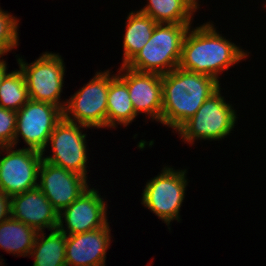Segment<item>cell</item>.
<instances>
[{"label":"cell","instance_id":"cell-1","mask_svg":"<svg viewBox=\"0 0 266 266\" xmlns=\"http://www.w3.org/2000/svg\"><path fill=\"white\" fill-rule=\"evenodd\" d=\"M219 88L215 78L180 67L162 75L161 123L177 130Z\"/></svg>","mask_w":266,"mask_h":266},{"label":"cell","instance_id":"cell-2","mask_svg":"<svg viewBox=\"0 0 266 266\" xmlns=\"http://www.w3.org/2000/svg\"><path fill=\"white\" fill-rule=\"evenodd\" d=\"M245 57L247 53L222 37L208 22L187 31L182 44L179 67L208 75L219 81L218 75L221 71L229 69Z\"/></svg>","mask_w":266,"mask_h":266},{"label":"cell","instance_id":"cell-3","mask_svg":"<svg viewBox=\"0 0 266 266\" xmlns=\"http://www.w3.org/2000/svg\"><path fill=\"white\" fill-rule=\"evenodd\" d=\"M190 25L158 23L151 38L126 66L160 75L179 67L183 40Z\"/></svg>","mask_w":266,"mask_h":266},{"label":"cell","instance_id":"cell-4","mask_svg":"<svg viewBox=\"0 0 266 266\" xmlns=\"http://www.w3.org/2000/svg\"><path fill=\"white\" fill-rule=\"evenodd\" d=\"M235 110L225 102L220 88L177 131L187 142L195 139L219 140L229 135L236 122Z\"/></svg>","mask_w":266,"mask_h":266},{"label":"cell","instance_id":"cell-5","mask_svg":"<svg viewBox=\"0 0 266 266\" xmlns=\"http://www.w3.org/2000/svg\"><path fill=\"white\" fill-rule=\"evenodd\" d=\"M108 91L109 71L97 72L88 84L75 92L65 103L63 118L88 128L107 127Z\"/></svg>","mask_w":266,"mask_h":266},{"label":"cell","instance_id":"cell-6","mask_svg":"<svg viewBox=\"0 0 266 266\" xmlns=\"http://www.w3.org/2000/svg\"><path fill=\"white\" fill-rule=\"evenodd\" d=\"M17 60L26 79L29 99L51 103L63 110L65 102L62 105L59 101L65 72L61 56L45 52L31 64L21 58Z\"/></svg>","mask_w":266,"mask_h":266},{"label":"cell","instance_id":"cell-7","mask_svg":"<svg viewBox=\"0 0 266 266\" xmlns=\"http://www.w3.org/2000/svg\"><path fill=\"white\" fill-rule=\"evenodd\" d=\"M185 173L186 170L164 167L162 173L147 182L143 190L142 204L167 225L174 219L180 221L179 211L187 185Z\"/></svg>","mask_w":266,"mask_h":266},{"label":"cell","instance_id":"cell-8","mask_svg":"<svg viewBox=\"0 0 266 266\" xmlns=\"http://www.w3.org/2000/svg\"><path fill=\"white\" fill-rule=\"evenodd\" d=\"M16 113L15 142L12 147L18 142V135H21L29 149L43 153L50 143L52 131L63 118V110L51 103L29 100Z\"/></svg>","mask_w":266,"mask_h":266},{"label":"cell","instance_id":"cell-9","mask_svg":"<svg viewBox=\"0 0 266 266\" xmlns=\"http://www.w3.org/2000/svg\"><path fill=\"white\" fill-rule=\"evenodd\" d=\"M11 148L0 147L7 151V155L0 158V189L13 196L38 187V171L44 153L27 147Z\"/></svg>","mask_w":266,"mask_h":266},{"label":"cell","instance_id":"cell-10","mask_svg":"<svg viewBox=\"0 0 266 266\" xmlns=\"http://www.w3.org/2000/svg\"><path fill=\"white\" fill-rule=\"evenodd\" d=\"M78 125L62 118L49 137L53 155L42 159L87 178L86 134L80 131L87 126Z\"/></svg>","mask_w":266,"mask_h":266},{"label":"cell","instance_id":"cell-11","mask_svg":"<svg viewBox=\"0 0 266 266\" xmlns=\"http://www.w3.org/2000/svg\"><path fill=\"white\" fill-rule=\"evenodd\" d=\"M38 176V188L58 211L73 203L86 189L87 180L84 176L51 164L42 159Z\"/></svg>","mask_w":266,"mask_h":266},{"label":"cell","instance_id":"cell-12","mask_svg":"<svg viewBox=\"0 0 266 266\" xmlns=\"http://www.w3.org/2000/svg\"><path fill=\"white\" fill-rule=\"evenodd\" d=\"M97 190L86 189L73 203L59 213L58 229L66 235H74L98 229L107 222L106 204ZM63 218L67 224L64 229ZM69 232V233H68Z\"/></svg>","mask_w":266,"mask_h":266},{"label":"cell","instance_id":"cell-13","mask_svg":"<svg viewBox=\"0 0 266 266\" xmlns=\"http://www.w3.org/2000/svg\"><path fill=\"white\" fill-rule=\"evenodd\" d=\"M118 76L127 84L130 99L136 115L147 113L161 122L162 113V75L139 72L122 65ZM121 74V75H120Z\"/></svg>","mask_w":266,"mask_h":266},{"label":"cell","instance_id":"cell-14","mask_svg":"<svg viewBox=\"0 0 266 266\" xmlns=\"http://www.w3.org/2000/svg\"><path fill=\"white\" fill-rule=\"evenodd\" d=\"M11 216L37 232L56 229L59 223L58 211L38 187L11 196Z\"/></svg>","mask_w":266,"mask_h":266},{"label":"cell","instance_id":"cell-15","mask_svg":"<svg viewBox=\"0 0 266 266\" xmlns=\"http://www.w3.org/2000/svg\"><path fill=\"white\" fill-rule=\"evenodd\" d=\"M110 231L107 223L92 231L66 235V266H105Z\"/></svg>","mask_w":266,"mask_h":266},{"label":"cell","instance_id":"cell-16","mask_svg":"<svg viewBox=\"0 0 266 266\" xmlns=\"http://www.w3.org/2000/svg\"><path fill=\"white\" fill-rule=\"evenodd\" d=\"M136 113L129 96L127 84L118 76H110L107 96V127L117 124L127 126L136 117Z\"/></svg>","mask_w":266,"mask_h":266},{"label":"cell","instance_id":"cell-17","mask_svg":"<svg viewBox=\"0 0 266 266\" xmlns=\"http://www.w3.org/2000/svg\"><path fill=\"white\" fill-rule=\"evenodd\" d=\"M156 23L150 16L140 11L130 12L127 17L126 33L124 35L123 64L127 65L151 38Z\"/></svg>","mask_w":266,"mask_h":266},{"label":"cell","instance_id":"cell-18","mask_svg":"<svg viewBox=\"0 0 266 266\" xmlns=\"http://www.w3.org/2000/svg\"><path fill=\"white\" fill-rule=\"evenodd\" d=\"M44 235L43 231L36 235L30 252L35 256L33 266H66V234L56 228L47 237Z\"/></svg>","mask_w":266,"mask_h":266},{"label":"cell","instance_id":"cell-19","mask_svg":"<svg viewBox=\"0 0 266 266\" xmlns=\"http://www.w3.org/2000/svg\"><path fill=\"white\" fill-rule=\"evenodd\" d=\"M37 233L34 228L11 217L0 223V247L9 254L27 256L33 248Z\"/></svg>","mask_w":266,"mask_h":266},{"label":"cell","instance_id":"cell-20","mask_svg":"<svg viewBox=\"0 0 266 266\" xmlns=\"http://www.w3.org/2000/svg\"><path fill=\"white\" fill-rule=\"evenodd\" d=\"M149 4L140 10L156 23L191 24L195 9L186 0H148Z\"/></svg>","mask_w":266,"mask_h":266},{"label":"cell","instance_id":"cell-21","mask_svg":"<svg viewBox=\"0 0 266 266\" xmlns=\"http://www.w3.org/2000/svg\"><path fill=\"white\" fill-rule=\"evenodd\" d=\"M29 100L26 79L21 69L7 73L0 86V106L18 111Z\"/></svg>","mask_w":266,"mask_h":266},{"label":"cell","instance_id":"cell-22","mask_svg":"<svg viewBox=\"0 0 266 266\" xmlns=\"http://www.w3.org/2000/svg\"><path fill=\"white\" fill-rule=\"evenodd\" d=\"M18 22L15 17L0 9V51L3 54L18 45Z\"/></svg>","mask_w":266,"mask_h":266},{"label":"cell","instance_id":"cell-23","mask_svg":"<svg viewBox=\"0 0 266 266\" xmlns=\"http://www.w3.org/2000/svg\"><path fill=\"white\" fill-rule=\"evenodd\" d=\"M17 113L0 106V147L12 146L15 142Z\"/></svg>","mask_w":266,"mask_h":266},{"label":"cell","instance_id":"cell-24","mask_svg":"<svg viewBox=\"0 0 266 266\" xmlns=\"http://www.w3.org/2000/svg\"><path fill=\"white\" fill-rule=\"evenodd\" d=\"M11 217V196L0 189V223Z\"/></svg>","mask_w":266,"mask_h":266},{"label":"cell","instance_id":"cell-25","mask_svg":"<svg viewBox=\"0 0 266 266\" xmlns=\"http://www.w3.org/2000/svg\"><path fill=\"white\" fill-rule=\"evenodd\" d=\"M7 64L4 60H0V86L1 83L5 77V75L7 74Z\"/></svg>","mask_w":266,"mask_h":266},{"label":"cell","instance_id":"cell-26","mask_svg":"<svg viewBox=\"0 0 266 266\" xmlns=\"http://www.w3.org/2000/svg\"><path fill=\"white\" fill-rule=\"evenodd\" d=\"M195 10L198 8V2L196 0H186Z\"/></svg>","mask_w":266,"mask_h":266}]
</instances>
